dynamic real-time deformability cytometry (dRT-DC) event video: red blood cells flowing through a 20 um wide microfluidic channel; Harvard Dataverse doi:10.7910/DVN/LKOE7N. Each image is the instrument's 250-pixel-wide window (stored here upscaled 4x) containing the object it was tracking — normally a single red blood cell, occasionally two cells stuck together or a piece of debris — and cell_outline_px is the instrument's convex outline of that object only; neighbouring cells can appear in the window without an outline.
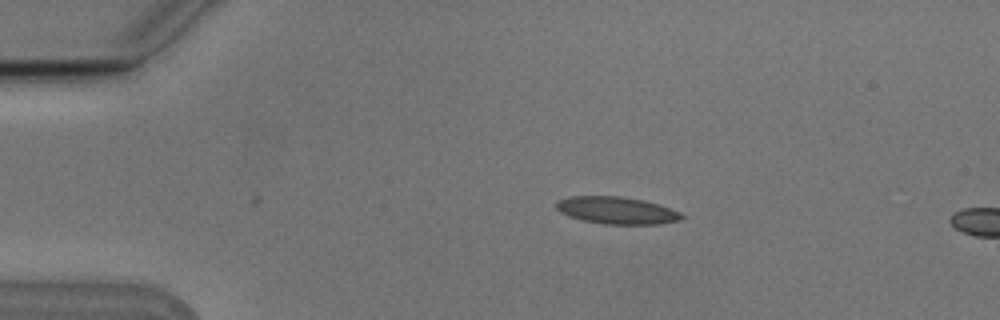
{"species": "Egyptian fruit bat (a non-hibernating species)", "species_latin": "Rousettus aegyptiacus", "temperature_condition": "cold", "stored_images_in_passage": 3, "camera_frame_rate_fps": 3000, "um_per_image_px": 0.085, "animal": {"sex": "male"}, "frame": {"image": 1, "passage_image": 3, "time_ms": 0.667, "image_size_px": [1000, 320], "cell_outline_px": [[684, 216], [680, 220], [660, 224], [604, 224], [580, 220], [568, 216], [560, 212], [556, 208], [556, 204], [560, 200], [572, 196], [620, 196], [644, 200], [660, 204], [680, 212]], "centroid_in_image_um": [52.44, 17.89], "position_along_channel_um": 32.6, "area_um2": 19.94}}